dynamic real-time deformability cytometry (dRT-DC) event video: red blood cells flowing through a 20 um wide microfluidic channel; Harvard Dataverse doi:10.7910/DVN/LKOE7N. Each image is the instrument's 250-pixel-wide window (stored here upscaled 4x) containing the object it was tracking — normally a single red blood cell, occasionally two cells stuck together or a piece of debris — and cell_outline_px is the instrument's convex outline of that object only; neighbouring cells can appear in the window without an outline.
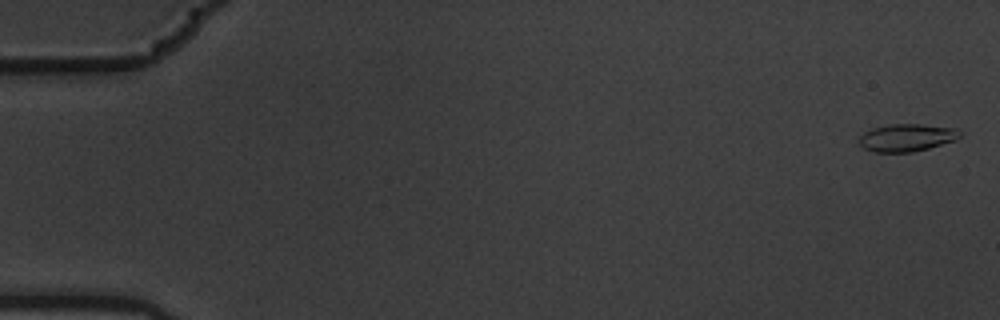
{"species": "common noctule bat (a hibernating species)", "species_latin": "Nyctalus noctula", "temperature_condition": "warm", "stored_images_in_passage": 5, "camera_frame_rate_fps": 3000, "um_per_image_px": 0.085, "animal": {"sex": "male", "body_mass_g": 19.5, "forearm_length_mm": 54.6}, "frame": {"image": 1, "passage_image": 1, "time_ms": 0.0, "image_size_px": [1000, 320], "cell_outline_px": [[960, 136], [956, 140], [928, 148], [912, 152], [876, 152], [864, 148], [860, 144], [860, 136], [864, 132], [872, 128], [892, 124], [920, 124], [956, 128], [960, 132]], "centroid_in_image_um": [77.08, 11.69], "position_along_channel_um": 7.9, "area_um2": 16.01}}
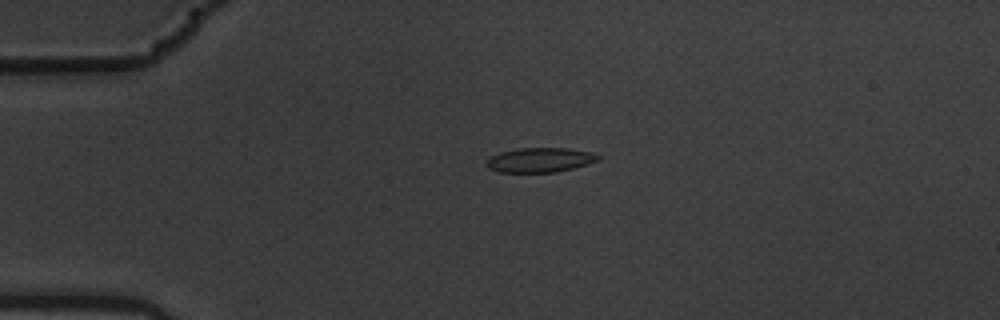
{"frame": {"image": 2, "passage_image": 4, "time_ms": 1.0, "image_size_px": [1000, 320], "cell_outline_px": [[600, 160], [572, 168], [556, 172], [500, 172], [488, 168], [484, 164], [492, 156], [500, 152], [520, 148], [568, 148], [592, 152], [600, 156]], "centroid_in_image_um": [45.9, 13.59], "position_along_channel_um": 39.1, "area_um2": 15.9}}